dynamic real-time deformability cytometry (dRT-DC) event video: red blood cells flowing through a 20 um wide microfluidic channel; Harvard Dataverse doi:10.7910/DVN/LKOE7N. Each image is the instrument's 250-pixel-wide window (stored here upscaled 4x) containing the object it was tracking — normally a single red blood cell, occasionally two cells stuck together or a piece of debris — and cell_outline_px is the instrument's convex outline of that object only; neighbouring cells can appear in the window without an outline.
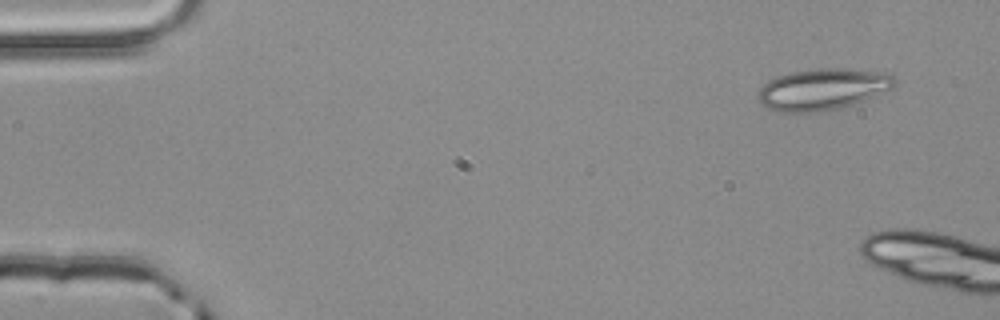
{"species": "common noctule bat (a hibernating species)", "species_latin": "Nyctalus noctula", "temperature_condition": "room temperature", "stored_images_in_passage": 2, "camera_frame_rate_fps": 3000, "um_per_image_px": 0.085, "animal": {"sex": "male", "body_mass_g": 20.4}, "frame": {"image": 1, "passage_image": 1, "time_ms": 0.0, "image_size_px": [1000, 320], "cell_outline_px": [[896, 84], [892, 88], [852, 104], [840, 108], [820, 112], [780, 112], [768, 108], [760, 104], [760, 88], [768, 80], [788, 72], [820, 68], [844, 68], [884, 72], [896, 76]], "centroid_in_image_um": [69.94, 7.57], "position_along_channel_um": 15.1, "area_um2": 32.89}}